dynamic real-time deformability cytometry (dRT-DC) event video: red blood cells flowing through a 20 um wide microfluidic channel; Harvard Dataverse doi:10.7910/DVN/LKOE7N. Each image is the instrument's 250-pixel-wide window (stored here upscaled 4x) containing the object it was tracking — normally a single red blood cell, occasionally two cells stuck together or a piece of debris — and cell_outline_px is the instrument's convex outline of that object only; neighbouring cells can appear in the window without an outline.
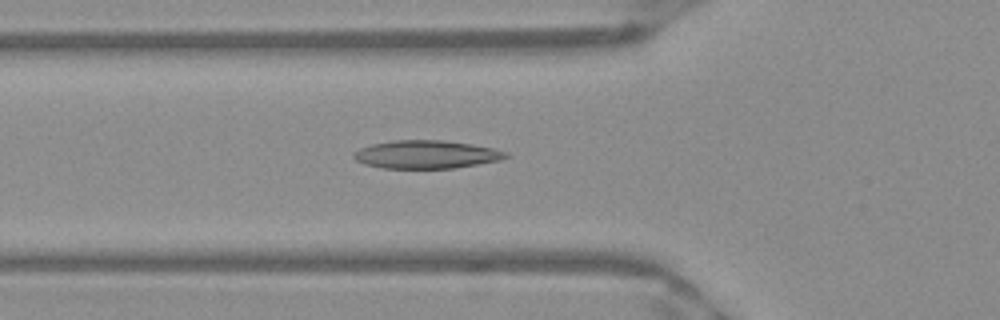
{"species": "Egyptian fruit bat (a non-hibernating species)", "species_latin": "Rousettus aegyptiacus", "temperature_condition": "warm", "stored_images_in_passage": 49, "camera_frame_rate_fps": 3000, "um_per_image_px": 0.085, "frame": {"image": 1, "passage_image": 18, "time_ms": 5.667, "image_size_px": [1000, 320], "cell_outline_px": [[512, 156], [500, 160], [452, 168], [380, 168], [364, 164], [356, 160], [352, 156], [352, 152], [360, 148], [372, 144], [392, 140], [444, 140], [472, 144], [492, 148], [508, 152]], "centroid_in_image_um": [36.22, 13.12], "position_along_channel_um": 89.6, "area_um2": 25.03}}
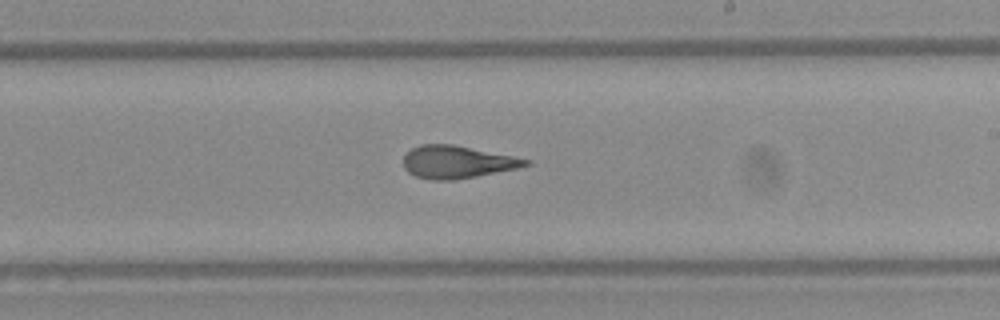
{"frame": {"image": 2, "passage_image": 30, "time_ms": 9.667, "image_size_px": [1000, 320], "cell_outline_px": [[532, 164], [516, 168], [476, 176], [452, 180], [432, 180], [416, 176], [408, 172], [404, 168], [404, 156], [412, 148], [420, 144], [452, 144], [532, 160]], "centroid_in_image_um": [38.84, 13.77], "position_along_channel_um": 250.2, "area_um2": 22.95}}
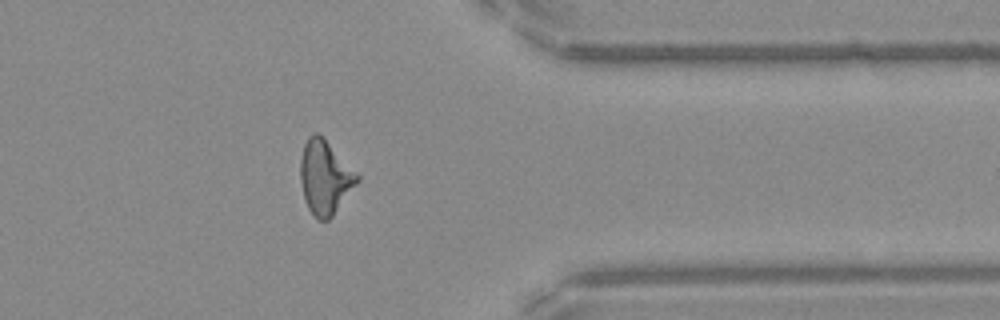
{"frame": {"image": 3, "passage_image": 41, "time_ms": 13.333, "image_size_px": [1000, 320], "cell_outline_px": [[360, 180], [332, 216], [328, 220], [320, 220], [308, 208], [304, 200], [300, 180], [300, 160], [304, 144], [308, 136], [316, 132], [360, 176]], "centroid_in_image_um": [27.6, 15.1], "position_along_channel_um": 383.8, "area_um2": 23.87}}